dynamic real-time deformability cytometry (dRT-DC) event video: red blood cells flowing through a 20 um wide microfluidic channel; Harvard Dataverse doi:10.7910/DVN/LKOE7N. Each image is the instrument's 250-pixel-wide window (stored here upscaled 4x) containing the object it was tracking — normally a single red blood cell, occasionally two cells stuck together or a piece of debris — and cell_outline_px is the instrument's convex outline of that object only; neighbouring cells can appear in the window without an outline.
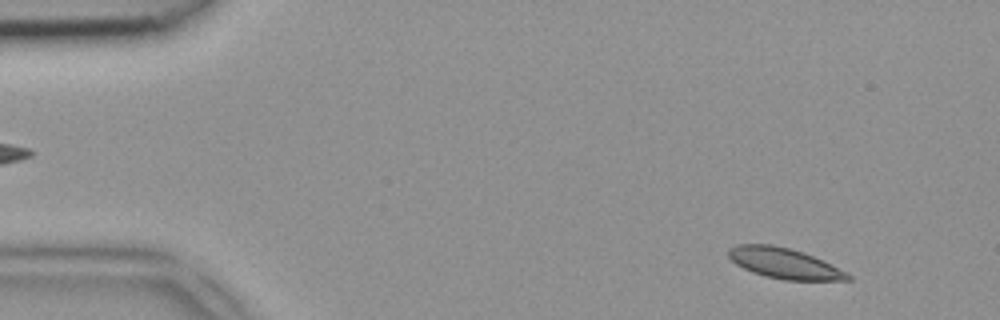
{"species": "common noctule bat (a hibernating species)", "species_latin": "Nyctalus noctula", "temperature_condition": "room temperature", "stored_images_in_passage": 48, "camera_frame_rate_fps": 3000, "um_per_image_px": 0.085, "animal": {"sex": "female", "body_mass_g": 18.4}, "frame": {"image": 1, "passage_image": 4, "time_ms": 1.0, "image_size_px": [1000, 320], "cell_outline_px": [[852, 280], [784, 280], [764, 276], [752, 272], [736, 264], [728, 256], [728, 248], [736, 244], [772, 244], [804, 252], [852, 276]], "centroid_in_image_um": [66.59, 22.37], "position_along_channel_um": 18.4, "area_um2": 20.92}}
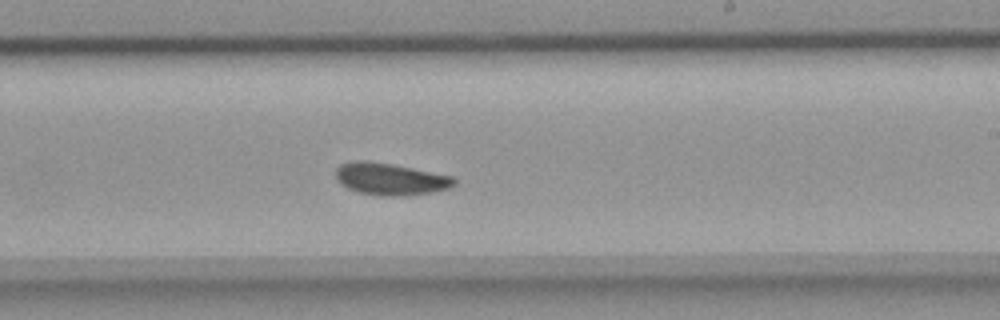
{"frame": {"image": 2, "passage_image": 28, "time_ms": 9.0, "image_size_px": [1000, 320], "cell_outline_px": [[456, 184], [448, 188], [432, 192], [404, 196], [380, 196], [360, 192], [348, 188], [340, 184], [336, 180], [336, 168], [340, 164], [356, 160], [368, 160], [392, 164], [452, 176], [456, 180]], "centroid_in_image_um": [33.15, 15.21], "position_along_channel_um": 255.9, "area_um2": 22.14}}
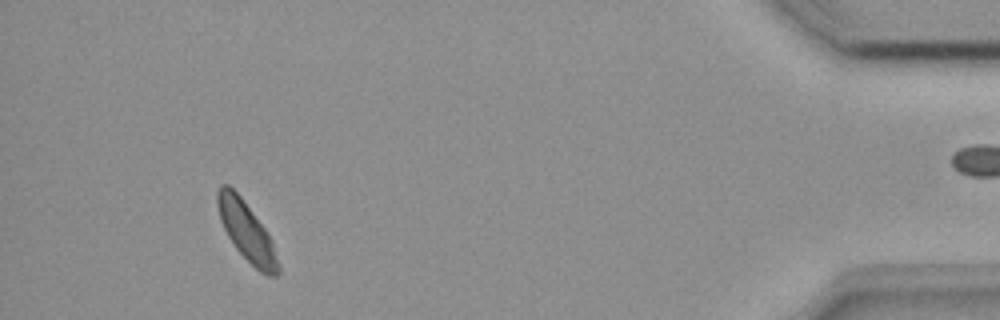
{"frame": {"image": 3, "passage_image": 44, "time_ms": 14.333, "image_size_px": [1000, 320], "cell_outline_px": [[280, 272], [276, 276], [268, 276], [260, 272], [236, 248], [228, 236], [220, 220], [216, 204], [216, 192], [220, 184], [228, 184], [240, 196], [264, 228], [272, 244], [280, 268]], "centroid_in_image_um": [20.92, 19.65], "position_along_channel_um": 414.3, "area_um2": 20.35}}